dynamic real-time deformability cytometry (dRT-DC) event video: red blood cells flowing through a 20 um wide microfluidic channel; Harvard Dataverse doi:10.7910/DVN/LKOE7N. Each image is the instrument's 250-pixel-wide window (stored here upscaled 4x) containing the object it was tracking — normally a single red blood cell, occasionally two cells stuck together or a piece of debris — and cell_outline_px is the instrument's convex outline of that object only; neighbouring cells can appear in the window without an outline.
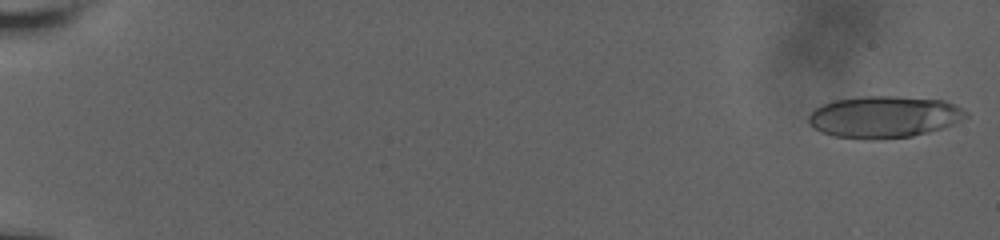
{"species": "human", "species_latin": "Homo sapiens", "temperature_condition": "room temperature", "stored_images_in_passage": 13, "camera_frame_rate_fps": 3000, "um_per_image_px": 0.085, "donor": {"sex": "male"}, "frame": {"image": 1, "passage_image": 1, "time_ms": 0.0, "image_size_px": [1000, 240], "cell_outline_px": [[968, 116], [952, 124], [940, 128], [912, 136], [880, 140], [868, 140], [832, 136], [820, 132], [812, 128], [808, 124], [808, 116], [816, 108], [832, 100], [864, 96], [896, 96], [944, 100], [956, 104], [968, 112]], "centroid_in_image_um": [75.11, 9.94], "position_along_channel_um": 9.9, "area_um2": 38.67}}